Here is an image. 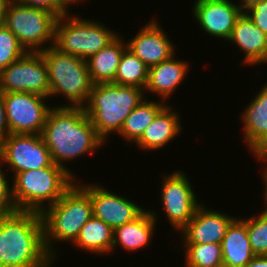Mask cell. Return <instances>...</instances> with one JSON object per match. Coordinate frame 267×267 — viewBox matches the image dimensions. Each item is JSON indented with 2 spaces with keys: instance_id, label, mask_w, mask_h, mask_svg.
Masks as SVG:
<instances>
[{
  "instance_id": "1",
  "label": "cell",
  "mask_w": 267,
  "mask_h": 267,
  "mask_svg": "<svg viewBox=\"0 0 267 267\" xmlns=\"http://www.w3.org/2000/svg\"><path fill=\"white\" fill-rule=\"evenodd\" d=\"M41 136L50 151L52 162L66 169L74 178L76 175L64 162L91 154L105 143L83 107L53 106Z\"/></svg>"
},
{
  "instance_id": "2",
  "label": "cell",
  "mask_w": 267,
  "mask_h": 267,
  "mask_svg": "<svg viewBox=\"0 0 267 267\" xmlns=\"http://www.w3.org/2000/svg\"><path fill=\"white\" fill-rule=\"evenodd\" d=\"M1 267H52L55 259L44 243L41 213L19 211L2 215Z\"/></svg>"
},
{
  "instance_id": "3",
  "label": "cell",
  "mask_w": 267,
  "mask_h": 267,
  "mask_svg": "<svg viewBox=\"0 0 267 267\" xmlns=\"http://www.w3.org/2000/svg\"><path fill=\"white\" fill-rule=\"evenodd\" d=\"M143 88L113 83L94 84L83 106L98 135L106 142L119 133L125 119L147 96Z\"/></svg>"
},
{
  "instance_id": "4",
  "label": "cell",
  "mask_w": 267,
  "mask_h": 267,
  "mask_svg": "<svg viewBox=\"0 0 267 267\" xmlns=\"http://www.w3.org/2000/svg\"><path fill=\"white\" fill-rule=\"evenodd\" d=\"M41 216L45 248L56 259L58 252L55 243L61 241L72 244L83 225L93 216L90 195L76 180L56 203L41 213Z\"/></svg>"
},
{
  "instance_id": "5",
  "label": "cell",
  "mask_w": 267,
  "mask_h": 267,
  "mask_svg": "<svg viewBox=\"0 0 267 267\" xmlns=\"http://www.w3.org/2000/svg\"><path fill=\"white\" fill-rule=\"evenodd\" d=\"M75 180L66 169L54 163L41 169L17 173L11 185L14 205L19 211L42 213L56 203Z\"/></svg>"
},
{
  "instance_id": "6",
  "label": "cell",
  "mask_w": 267,
  "mask_h": 267,
  "mask_svg": "<svg viewBox=\"0 0 267 267\" xmlns=\"http://www.w3.org/2000/svg\"><path fill=\"white\" fill-rule=\"evenodd\" d=\"M39 53L43 56L47 66L50 97L60 94L68 101L67 105L60 106L83 107L94 85L86 60L60 52L54 46Z\"/></svg>"
},
{
  "instance_id": "7",
  "label": "cell",
  "mask_w": 267,
  "mask_h": 267,
  "mask_svg": "<svg viewBox=\"0 0 267 267\" xmlns=\"http://www.w3.org/2000/svg\"><path fill=\"white\" fill-rule=\"evenodd\" d=\"M70 13L58 17L55 24L54 47L60 52L86 60L119 35L101 22Z\"/></svg>"
},
{
  "instance_id": "8",
  "label": "cell",
  "mask_w": 267,
  "mask_h": 267,
  "mask_svg": "<svg viewBox=\"0 0 267 267\" xmlns=\"http://www.w3.org/2000/svg\"><path fill=\"white\" fill-rule=\"evenodd\" d=\"M57 17L47 10L10 1L5 26L16 36L27 52H40L54 46ZM51 45H46V44Z\"/></svg>"
},
{
  "instance_id": "9",
  "label": "cell",
  "mask_w": 267,
  "mask_h": 267,
  "mask_svg": "<svg viewBox=\"0 0 267 267\" xmlns=\"http://www.w3.org/2000/svg\"><path fill=\"white\" fill-rule=\"evenodd\" d=\"M46 100L48 97L28 92L3 93L9 134L41 135L52 108Z\"/></svg>"
},
{
  "instance_id": "10",
  "label": "cell",
  "mask_w": 267,
  "mask_h": 267,
  "mask_svg": "<svg viewBox=\"0 0 267 267\" xmlns=\"http://www.w3.org/2000/svg\"><path fill=\"white\" fill-rule=\"evenodd\" d=\"M0 92H28L50 97L48 71L39 52H27L0 72Z\"/></svg>"
},
{
  "instance_id": "11",
  "label": "cell",
  "mask_w": 267,
  "mask_h": 267,
  "mask_svg": "<svg viewBox=\"0 0 267 267\" xmlns=\"http://www.w3.org/2000/svg\"><path fill=\"white\" fill-rule=\"evenodd\" d=\"M0 162L9 164L13 177L22 171L41 169L53 162L39 134H9L0 142Z\"/></svg>"
},
{
  "instance_id": "12",
  "label": "cell",
  "mask_w": 267,
  "mask_h": 267,
  "mask_svg": "<svg viewBox=\"0 0 267 267\" xmlns=\"http://www.w3.org/2000/svg\"><path fill=\"white\" fill-rule=\"evenodd\" d=\"M160 201L170 225L180 232L193 218L200 201L183 171L163 175Z\"/></svg>"
},
{
  "instance_id": "13",
  "label": "cell",
  "mask_w": 267,
  "mask_h": 267,
  "mask_svg": "<svg viewBox=\"0 0 267 267\" xmlns=\"http://www.w3.org/2000/svg\"><path fill=\"white\" fill-rule=\"evenodd\" d=\"M77 183L90 195L93 216L104 221L113 230L134 221L145 211L144 207L133 200L117 195L101 184Z\"/></svg>"
},
{
  "instance_id": "14",
  "label": "cell",
  "mask_w": 267,
  "mask_h": 267,
  "mask_svg": "<svg viewBox=\"0 0 267 267\" xmlns=\"http://www.w3.org/2000/svg\"><path fill=\"white\" fill-rule=\"evenodd\" d=\"M192 14L200 28L213 38L229 40L237 19L243 13L231 0H196Z\"/></svg>"
},
{
  "instance_id": "15",
  "label": "cell",
  "mask_w": 267,
  "mask_h": 267,
  "mask_svg": "<svg viewBox=\"0 0 267 267\" xmlns=\"http://www.w3.org/2000/svg\"><path fill=\"white\" fill-rule=\"evenodd\" d=\"M205 207L200 203L193 218L180 231L183 244L221 243L227 228L237 218Z\"/></svg>"
},
{
  "instance_id": "16",
  "label": "cell",
  "mask_w": 267,
  "mask_h": 267,
  "mask_svg": "<svg viewBox=\"0 0 267 267\" xmlns=\"http://www.w3.org/2000/svg\"><path fill=\"white\" fill-rule=\"evenodd\" d=\"M133 38L128 39L129 48L150 68L175 55V45L156 20L145 24Z\"/></svg>"
},
{
  "instance_id": "17",
  "label": "cell",
  "mask_w": 267,
  "mask_h": 267,
  "mask_svg": "<svg viewBox=\"0 0 267 267\" xmlns=\"http://www.w3.org/2000/svg\"><path fill=\"white\" fill-rule=\"evenodd\" d=\"M243 138L250 153L258 159L267 151V82L241 113Z\"/></svg>"
},
{
  "instance_id": "18",
  "label": "cell",
  "mask_w": 267,
  "mask_h": 267,
  "mask_svg": "<svg viewBox=\"0 0 267 267\" xmlns=\"http://www.w3.org/2000/svg\"><path fill=\"white\" fill-rule=\"evenodd\" d=\"M229 41L244 52L243 64L254 66L267 63V35L245 13L237 19Z\"/></svg>"
},
{
  "instance_id": "19",
  "label": "cell",
  "mask_w": 267,
  "mask_h": 267,
  "mask_svg": "<svg viewBox=\"0 0 267 267\" xmlns=\"http://www.w3.org/2000/svg\"><path fill=\"white\" fill-rule=\"evenodd\" d=\"M172 105H166L145 129L141 137L135 142L143 151L160 150L180 136L182 125L180 114L173 110Z\"/></svg>"
},
{
  "instance_id": "20",
  "label": "cell",
  "mask_w": 267,
  "mask_h": 267,
  "mask_svg": "<svg viewBox=\"0 0 267 267\" xmlns=\"http://www.w3.org/2000/svg\"><path fill=\"white\" fill-rule=\"evenodd\" d=\"M174 56L176 55L149 68L145 93L152 92L158 95L161 101L168 100L179 85L183 83L189 72L190 62L178 60Z\"/></svg>"
},
{
  "instance_id": "21",
  "label": "cell",
  "mask_w": 267,
  "mask_h": 267,
  "mask_svg": "<svg viewBox=\"0 0 267 267\" xmlns=\"http://www.w3.org/2000/svg\"><path fill=\"white\" fill-rule=\"evenodd\" d=\"M157 214L153 210H145L134 221L118 226L113 232L112 252L117 245L128 252L139 251L148 246L150 240L154 237V229L157 224Z\"/></svg>"
},
{
  "instance_id": "22",
  "label": "cell",
  "mask_w": 267,
  "mask_h": 267,
  "mask_svg": "<svg viewBox=\"0 0 267 267\" xmlns=\"http://www.w3.org/2000/svg\"><path fill=\"white\" fill-rule=\"evenodd\" d=\"M223 267H246L256 256L247 233V225L236 218L227 228L222 242Z\"/></svg>"
},
{
  "instance_id": "23",
  "label": "cell",
  "mask_w": 267,
  "mask_h": 267,
  "mask_svg": "<svg viewBox=\"0 0 267 267\" xmlns=\"http://www.w3.org/2000/svg\"><path fill=\"white\" fill-rule=\"evenodd\" d=\"M127 48V42L119 34L106 47L86 59L88 71L93 84L113 83L117 69Z\"/></svg>"
},
{
  "instance_id": "24",
  "label": "cell",
  "mask_w": 267,
  "mask_h": 267,
  "mask_svg": "<svg viewBox=\"0 0 267 267\" xmlns=\"http://www.w3.org/2000/svg\"><path fill=\"white\" fill-rule=\"evenodd\" d=\"M114 230L104 221L92 216L82 227L76 240L75 247L88 251L91 254L112 253Z\"/></svg>"
},
{
  "instance_id": "25",
  "label": "cell",
  "mask_w": 267,
  "mask_h": 267,
  "mask_svg": "<svg viewBox=\"0 0 267 267\" xmlns=\"http://www.w3.org/2000/svg\"><path fill=\"white\" fill-rule=\"evenodd\" d=\"M165 102L167 101L148 100L146 97L131 111L118 134L126 140V143H135L157 114L167 105Z\"/></svg>"
},
{
  "instance_id": "26",
  "label": "cell",
  "mask_w": 267,
  "mask_h": 267,
  "mask_svg": "<svg viewBox=\"0 0 267 267\" xmlns=\"http://www.w3.org/2000/svg\"><path fill=\"white\" fill-rule=\"evenodd\" d=\"M149 68L129 48L121 57L113 84L134 86L145 89L148 81Z\"/></svg>"
},
{
  "instance_id": "27",
  "label": "cell",
  "mask_w": 267,
  "mask_h": 267,
  "mask_svg": "<svg viewBox=\"0 0 267 267\" xmlns=\"http://www.w3.org/2000/svg\"><path fill=\"white\" fill-rule=\"evenodd\" d=\"M185 267H223L221 243L182 244Z\"/></svg>"
},
{
  "instance_id": "28",
  "label": "cell",
  "mask_w": 267,
  "mask_h": 267,
  "mask_svg": "<svg viewBox=\"0 0 267 267\" xmlns=\"http://www.w3.org/2000/svg\"><path fill=\"white\" fill-rule=\"evenodd\" d=\"M258 216L240 218L247 225V233L256 256H267V204Z\"/></svg>"
},
{
  "instance_id": "29",
  "label": "cell",
  "mask_w": 267,
  "mask_h": 267,
  "mask_svg": "<svg viewBox=\"0 0 267 267\" xmlns=\"http://www.w3.org/2000/svg\"><path fill=\"white\" fill-rule=\"evenodd\" d=\"M27 51L16 36L6 27L0 28V72L22 58Z\"/></svg>"
},
{
  "instance_id": "30",
  "label": "cell",
  "mask_w": 267,
  "mask_h": 267,
  "mask_svg": "<svg viewBox=\"0 0 267 267\" xmlns=\"http://www.w3.org/2000/svg\"><path fill=\"white\" fill-rule=\"evenodd\" d=\"M5 172L8 174V171L2 169V163L0 162V215H6L17 210L12 199V186H10V181Z\"/></svg>"
},
{
  "instance_id": "31",
  "label": "cell",
  "mask_w": 267,
  "mask_h": 267,
  "mask_svg": "<svg viewBox=\"0 0 267 267\" xmlns=\"http://www.w3.org/2000/svg\"><path fill=\"white\" fill-rule=\"evenodd\" d=\"M35 8L47 10L53 13L57 18L65 15L68 9L59 0H11Z\"/></svg>"
},
{
  "instance_id": "32",
  "label": "cell",
  "mask_w": 267,
  "mask_h": 267,
  "mask_svg": "<svg viewBox=\"0 0 267 267\" xmlns=\"http://www.w3.org/2000/svg\"><path fill=\"white\" fill-rule=\"evenodd\" d=\"M250 20L267 35V0L255 5L245 12Z\"/></svg>"
},
{
  "instance_id": "33",
  "label": "cell",
  "mask_w": 267,
  "mask_h": 267,
  "mask_svg": "<svg viewBox=\"0 0 267 267\" xmlns=\"http://www.w3.org/2000/svg\"><path fill=\"white\" fill-rule=\"evenodd\" d=\"M9 135V127L6 120L3 93L0 92V142Z\"/></svg>"
},
{
  "instance_id": "34",
  "label": "cell",
  "mask_w": 267,
  "mask_h": 267,
  "mask_svg": "<svg viewBox=\"0 0 267 267\" xmlns=\"http://www.w3.org/2000/svg\"><path fill=\"white\" fill-rule=\"evenodd\" d=\"M246 267H267V256H255Z\"/></svg>"
},
{
  "instance_id": "35",
  "label": "cell",
  "mask_w": 267,
  "mask_h": 267,
  "mask_svg": "<svg viewBox=\"0 0 267 267\" xmlns=\"http://www.w3.org/2000/svg\"><path fill=\"white\" fill-rule=\"evenodd\" d=\"M257 160H259V162H260V160H261V162H263L264 164L263 165H266L265 167H264V170L262 171V178L261 179H263L262 181V183L264 184V193L263 194H267V154H262Z\"/></svg>"
},
{
  "instance_id": "36",
  "label": "cell",
  "mask_w": 267,
  "mask_h": 267,
  "mask_svg": "<svg viewBox=\"0 0 267 267\" xmlns=\"http://www.w3.org/2000/svg\"><path fill=\"white\" fill-rule=\"evenodd\" d=\"M263 0H240L241 3H238L242 12L245 13L250 8L261 3Z\"/></svg>"
},
{
  "instance_id": "37",
  "label": "cell",
  "mask_w": 267,
  "mask_h": 267,
  "mask_svg": "<svg viewBox=\"0 0 267 267\" xmlns=\"http://www.w3.org/2000/svg\"><path fill=\"white\" fill-rule=\"evenodd\" d=\"M11 0H0V28L5 26L6 9Z\"/></svg>"
},
{
  "instance_id": "38",
  "label": "cell",
  "mask_w": 267,
  "mask_h": 267,
  "mask_svg": "<svg viewBox=\"0 0 267 267\" xmlns=\"http://www.w3.org/2000/svg\"><path fill=\"white\" fill-rule=\"evenodd\" d=\"M2 255H3V234H2V215H0V267H1Z\"/></svg>"
},
{
  "instance_id": "39",
  "label": "cell",
  "mask_w": 267,
  "mask_h": 267,
  "mask_svg": "<svg viewBox=\"0 0 267 267\" xmlns=\"http://www.w3.org/2000/svg\"><path fill=\"white\" fill-rule=\"evenodd\" d=\"M67 9H69V5H73L75 3H80V1L83 3L86 0H59Z\"/></svg>"
},
{
  "instance_id": "40",
  "label": "cell",
  "mask_w": 267,
  "mask_h": 267,
  "mask_svg": "<svg viewBox=\"0 0 267 267\" xmlns=\"http://www.w3.org/2000/svg\"><path fill=\"white\" fill-rule=\"evenodd\" d=\"M264 202L267 204V194H263Z\"/></svg>"
}]
</instances>
